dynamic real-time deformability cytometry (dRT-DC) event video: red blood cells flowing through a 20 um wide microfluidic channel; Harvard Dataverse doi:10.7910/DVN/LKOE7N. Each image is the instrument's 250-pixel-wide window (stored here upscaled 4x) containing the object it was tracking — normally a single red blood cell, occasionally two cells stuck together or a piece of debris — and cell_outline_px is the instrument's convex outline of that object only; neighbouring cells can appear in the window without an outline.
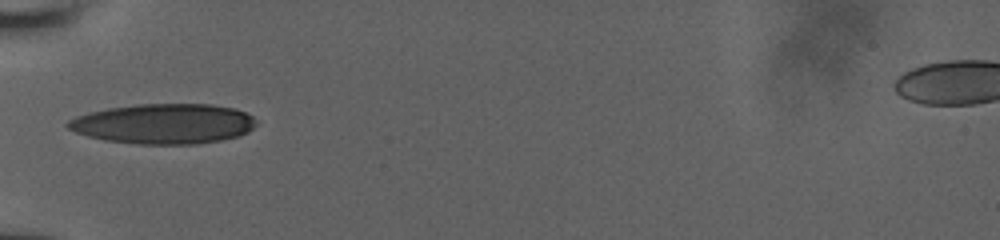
{"species": "human", "species_latin": "Homo sapiens", "temperature_condition": "room temperature", "stored_images_in_passage": 32, "camera_frame_rate_fps": 3000, "um_per_image_px": 0.085, "donor": {"sex": "male"}, "frame": {"image": 1, "passage_image": 1, "time_ms": 0.0, "image_size_px": [1000, 240], "cell_outline_px": [[256, 124], [248, 132], [240, 136], [220, 140], [196, 144], [140, 144], [104, 140], [88, 136], [76, 132], [68, 128], [64, 124], [68, 120], [76, 116], [88, 112], [108, 108], [136, 104], [212, 104], [236, 108], [252, 116]], "centroid_in_image_um": [13.9, 10.51], "position_along_channel_um": 71.1, "area_um2": 44.16}}
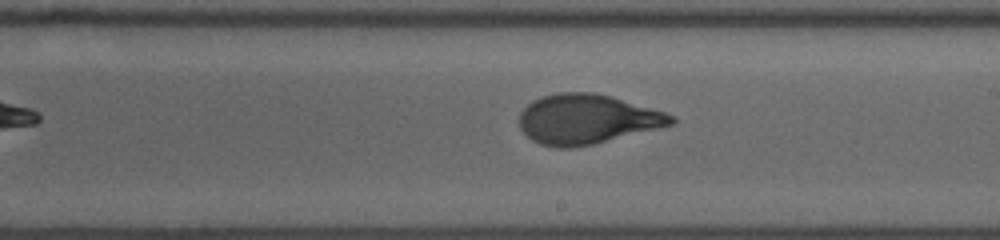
{"frame": {"image": 2, "passage_image": 14, "time_ms": 4.333, "image_size_px": [1000, 240], "cell_outline_px": [[676, 120], [672, 124], [592, 144], [572, 148], [556, 148], [540, 144], [532, 140], [520, 128], [520, 112], [532, 100], [540, 96], [556, 92], [596, 92], [612, 96], [664, 112], [676, 116]], "centroid_in_image_um": [49.84, 10.11], "position_along_channel_um": 239.2, "area_um2": 43.75}}
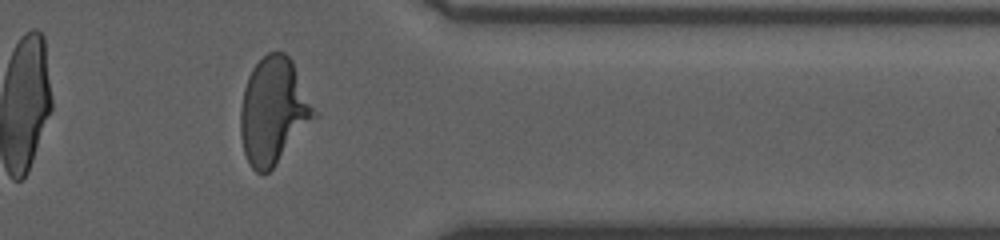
{"frame": {"image": 3, "passage_image": 26, "time_ms": 8.333, "image_size_px": [1000, 240], "cell_outline_px": [[316, 116], [276, 164], [268, 172], [256, 172], [252, 168], [244, 152], [240, 136], [240, 112], [244, 88], [248, 76], [252, 68], [268, 52], [284, 52], [292, 60], [316, 112]], "centroid_in_image_um": [23.21, 9.42], "position_along_channel_um": 388.2, "area_um2": 44.97}, "authors_computed_cell_mechanics": {"area_um2": 43.639, "velocity_mm_per_s": 3.9235, "shape_relaxation_time_tau1_ms": 5.1563, "shape_relaxation_time_tau2_ms": null, "deformation_change_tau1": 0.2421, "deformation_change_tau2": null}}